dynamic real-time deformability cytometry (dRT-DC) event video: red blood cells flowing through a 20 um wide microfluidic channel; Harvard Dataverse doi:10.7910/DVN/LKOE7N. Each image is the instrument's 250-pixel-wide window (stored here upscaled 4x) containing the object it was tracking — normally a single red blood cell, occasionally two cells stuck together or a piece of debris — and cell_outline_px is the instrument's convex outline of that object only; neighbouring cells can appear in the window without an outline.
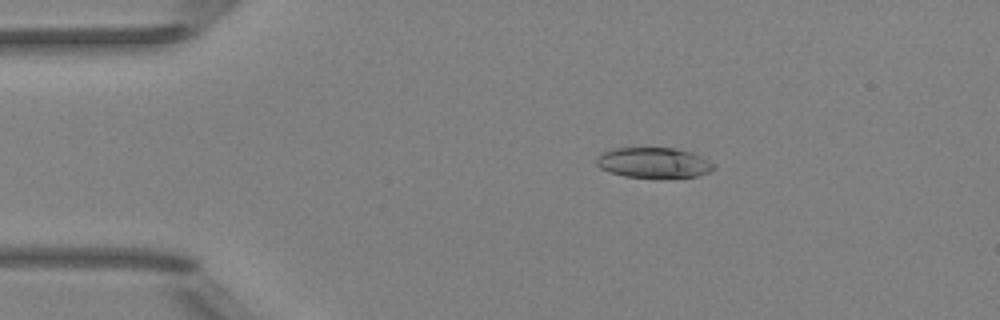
{"species": "Egyptian fruit bat (a non-hibernating species)", "species_latin": "Rousettus aegyptiacus", "temperature_condition": "room temperature", "stored_images_in_passage": 4, "camera_frame_rate_fps": 3000, "um_per_image_px": 0.085, "animal": {"sex": "female"}, "frame": {"image": 1, "passage_image": 3, "time_ms": 2.333, "image_size_px": [1000, 320], "cell_outline_px": [[716, 168], [700, 176], [624, 176], [608, 172], [600, 168], [596, 164], [596, 156], [604, 152], [616, 148], [676, 148], [692, 152], [716, 164]], "centroid_in_image_um": [55.56, 13.81], "position_along_channel_um": 29.4, "area_um2": 20.46}}